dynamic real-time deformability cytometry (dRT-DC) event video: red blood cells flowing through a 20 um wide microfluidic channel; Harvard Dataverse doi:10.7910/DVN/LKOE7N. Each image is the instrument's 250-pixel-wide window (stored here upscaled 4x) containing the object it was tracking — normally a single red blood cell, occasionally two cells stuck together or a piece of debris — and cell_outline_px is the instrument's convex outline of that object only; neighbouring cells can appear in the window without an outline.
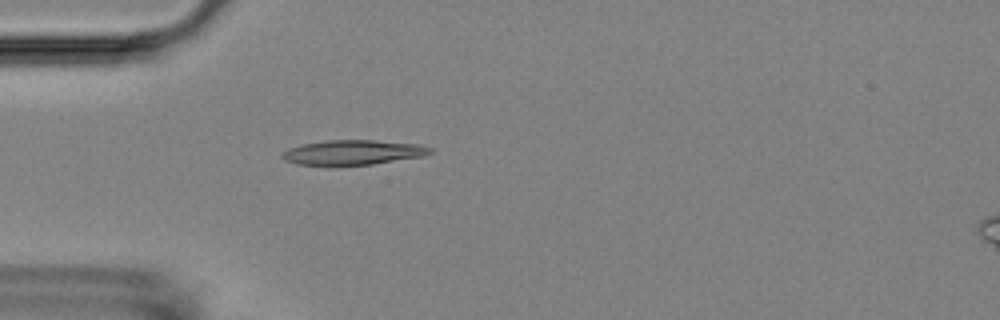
{"species": "Egyptian fruit bat (a non-hibernating species)", "species_latin": "Rousettus aegyptiacus", "temperature_condition": "room temperature", "stored_images_in_passage": 1, "camera_frame_rate_fps": 3000, "um_per_image_px": 0.085, "animal": {"sex": "female"}, "frame": {"image": 1, "passage_image": 1, "time_ms": 0.0, "image_size_px": [1000, 320], "cell_outline_px": [[432, 152], [424, 156], [372, 164], [296, 164], [284, 160], [280, 156], [280, 152], [288, 148], [300, 144], [324, 140], [372, 140], [420, 144], [432, 148]], "centroid_in_image_um": [29.97, 12.93], "position_along_channel_um": 55.0, "area_um2": 21.27}}